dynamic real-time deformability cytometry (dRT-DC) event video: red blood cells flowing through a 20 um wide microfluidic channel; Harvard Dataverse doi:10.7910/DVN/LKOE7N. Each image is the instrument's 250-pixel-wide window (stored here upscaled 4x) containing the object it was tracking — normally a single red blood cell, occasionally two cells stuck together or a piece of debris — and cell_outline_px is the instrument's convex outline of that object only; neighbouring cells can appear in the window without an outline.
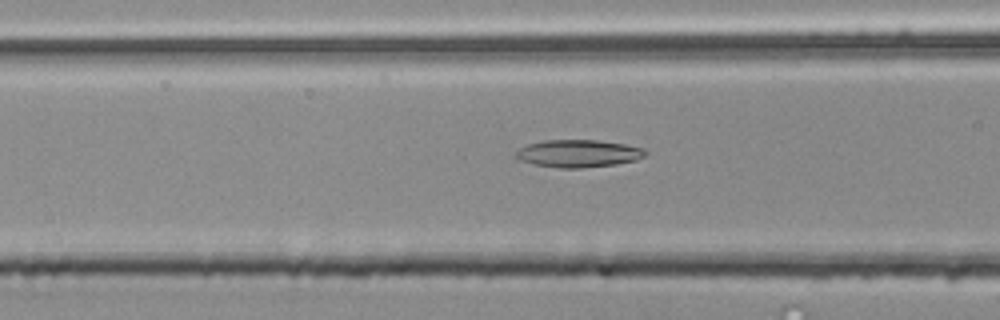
{"species": "common noctule bat (a hibernating species)", "species_latin": "Nyctalus noctula", "temperature_condition": "room temperature", "stored_images_in_passage": 40, "camera_frame_rate_fps": 3000, "um_per_image_px": 0.085, "animal": {"sex": "male", "body_mass_g": 20.4}, "frame": {"image": 1, "passage_image": 7, "time_ms": 2.0, "image_size_px": [1000, 320], "cell_outline_px": [[648, 152], [644, 156], [636, 160], [616, 164], [580, 168], [560, 168], [532, 164], [520, 160], [516, 156], [516, 152], [520, 148], [528, 144], [544, 140], [596, 140], [624, 144], [644, 148]], "centroid_in_image_um": [49.17, 13.05], "position_along_channel_um": 117.4, "area_um2": 20.69}}
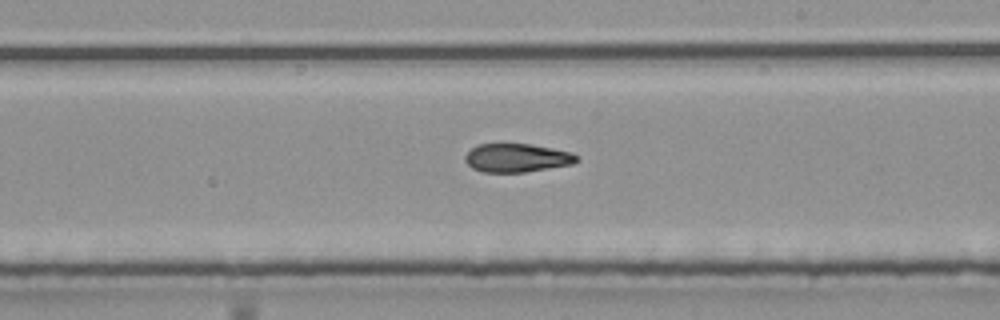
{"frame": {"image": 2, "passage_image": 17, "time_ms": 5.333, "image_size_px": [1000, 320], "cell_outline_px": [[580, 160], [572, 164], [524, 172], [484, 172], [472, 168], [464, 160], [464, 156], [472, 148], [480, 144], [532, 144], [572, 152]], "centroid_in_image_um": [43.93, 13.42], "position_along_channel_um": 245.1, "area_um2": 18.44}}
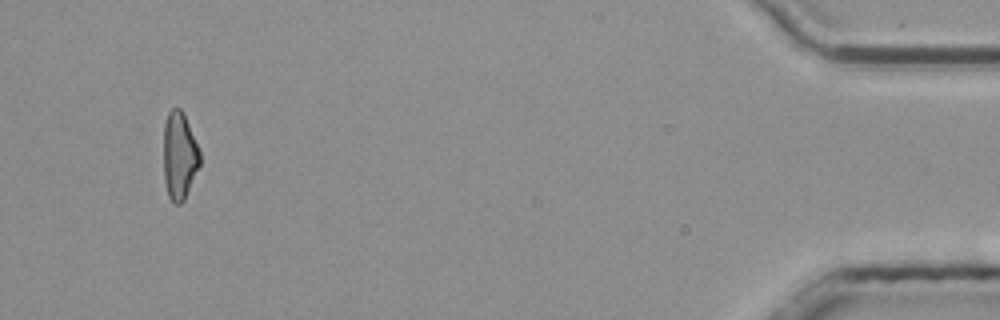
{"frame": {"image": 3, "passage_image": 37, "time_ms": 12.0, "image_size_px": [1000, 320], "cell_outline_px": [[200, 164], [184, 200], [180, 204], [172, 204], [168, 196], [164, 180], [164, 124], [168, 112], [172, 108], [180, 108], [184, 112], [200, 152]], "centroid_in_image_um": [15.24, 13.24], "position_along_channel_um": 420.0, "area_um2": 18.61}, "authors_computed_cell_mechanics": {"area_um2": 19.1318, "velocity_mm_per_s": 3.8358, "shape_relaxation_time_tau1_ms": null, "shape_relaxation_time_tau2_ms": 2.9405, "deformation_change_tau1": null, "deformation_change_tau2": 0.109}}